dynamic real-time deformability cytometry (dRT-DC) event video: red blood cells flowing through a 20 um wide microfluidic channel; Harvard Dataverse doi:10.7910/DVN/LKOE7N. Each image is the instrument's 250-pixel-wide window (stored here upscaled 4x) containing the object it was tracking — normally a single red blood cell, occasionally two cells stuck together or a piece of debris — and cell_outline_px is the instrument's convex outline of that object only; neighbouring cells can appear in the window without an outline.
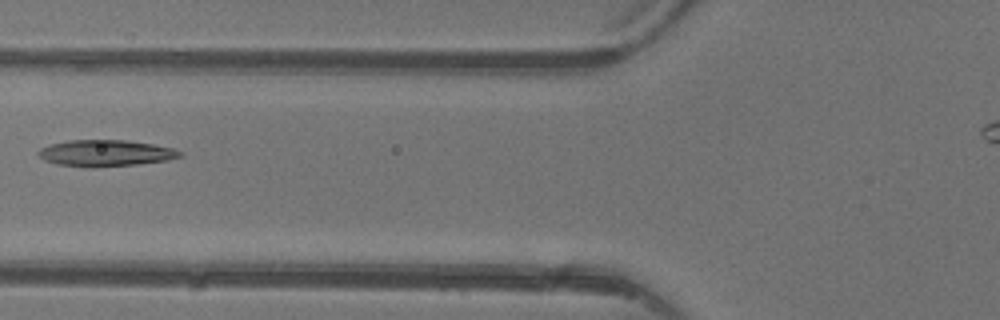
{"species": "common noctule bat (a hibernating species)", "species_latin": "Nyctalus noctula", "temperature_condition": "warm", "stored_images_in_passage": 7, "camera_frame_rate_fps": 3000, "um_per_image_px": 0.085, "animal": {"sex": "female"}, "frame": {"image": 1, "passage_image": 3, "time_ms": 2.333, "image_size_px": [1000, 320], "cell_outline_px": [[184, 156], [168, 160], [136, 164], [56, 164], [44, 160], [36, 152], [40, 148], [48, 144], [68, 140], [124, 140], [152, 144], [172, 148], [184, 152]], "centroid_in_image_um": [9.01, 12.96], "position_along_channel_um": 116.8, "area_um2": 20.81}}
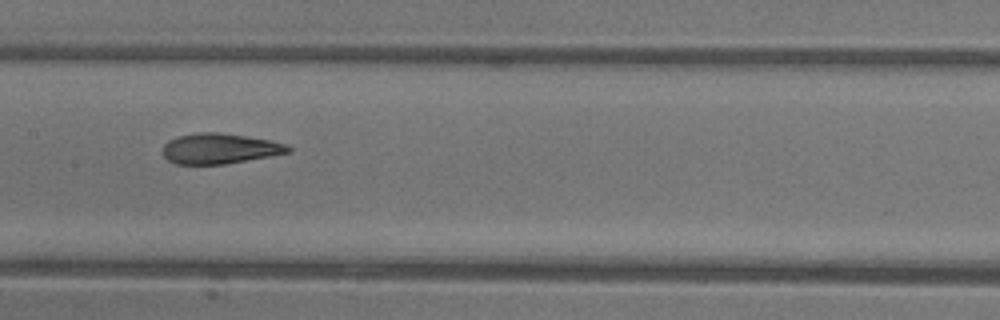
{"frame": {"image": 2, "passage_image": 6, "time_ms": 6.667, "image_size_px": [1000, 320], "cell_outline_px": [[292, 152], [224, 164], [176, 164], [168, 160], [160, 152], [164, 144], [168, 140], [176, 136], [196, 132], [220, 132], [272, 140], [284, 144], [292, 148]], "centroid_in_image_um": [18.63, 12.62], "position_along_channel_um": 188.8, "area_um2": 22.43}}